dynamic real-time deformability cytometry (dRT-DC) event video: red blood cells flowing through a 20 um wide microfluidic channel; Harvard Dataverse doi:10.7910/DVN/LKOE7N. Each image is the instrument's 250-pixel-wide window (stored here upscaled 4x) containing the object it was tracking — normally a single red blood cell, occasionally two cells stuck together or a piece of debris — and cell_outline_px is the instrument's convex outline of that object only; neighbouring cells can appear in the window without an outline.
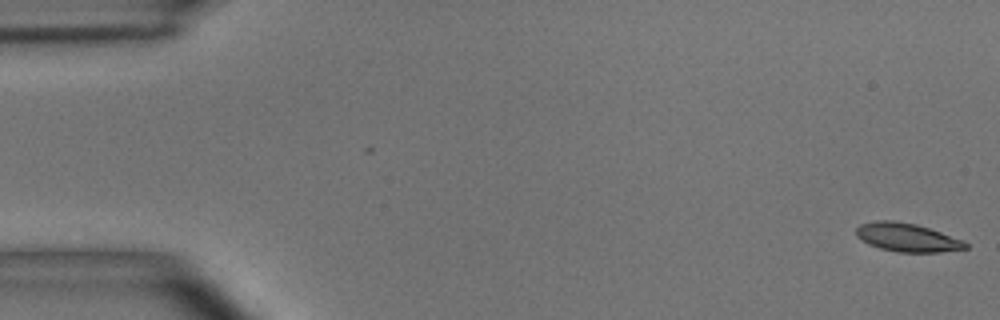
{"species": "common noctule bat (a hibernating species)", "species_latin": "Nyctalus noctula", "temperature_condition": "room temperature", "stored_images_in_passage": 54, "camera_frame_rate_fps": 3000, "um_per_image_px": 0.085, "animal": {"sex": "male", "body_mass_g": 15.6}, "frame": {"image": 1, "passage_image": 1, "time_ms": 0.0, "image_size_px": [1000, 320], "cell_outline_px": [[968, 248], [940, 252], [900, 252], [880, 248], [868, 244], [860, 240], [856, 236], [856, 228], [860, 224], [876, 220], [892, 220], [916, 224], [964, 240], [968, 244]], "centroid_in_image_um": [77.08, 20.18], "position_along_channel_um": 7.9, "area_um2": 18.15}}
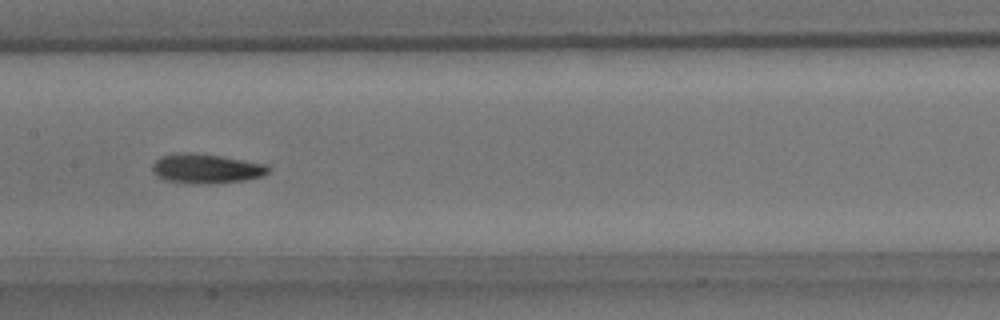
{"frame": {"image": 2, "passage_image": 27, "time_ms": 8.667, "image_size_px": [1000, 320], "cell_outline_px": [[272, 168], [264, 176], [248, 180], [212, 184], [164, 180], [152, 172], [152, 164], [160, 156], [184, 152], [188, 152], [220, 156], [268, 164]], "centroid_in_image_um": [17.58, 14.33], "position_along_channel_um": 189.8, "area_um2": 20.0}}
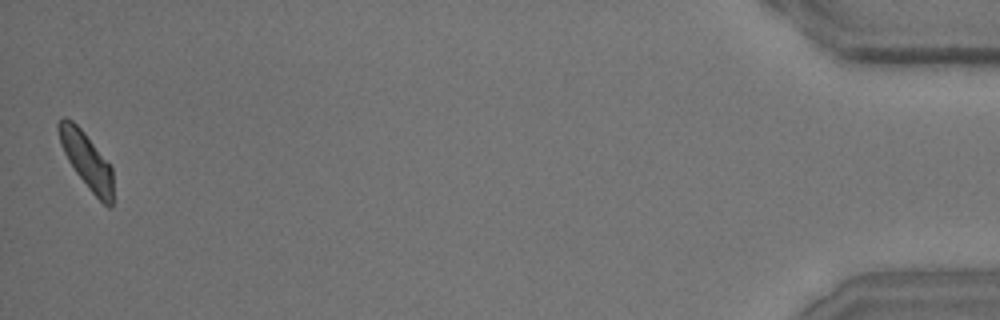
{"frame": {"image": 3, "passage_image": 54, "time_ms": 17.667, "image_size_px": [1000, 320], "cell_outline_px": [[112, 204], [108, 208], [88, 188], [76, 172], [68, 160], [60, 144], [56, 128], [56, 124], [64, 116], [72, 120], [84, 132], [112, 168]], "centroid_in_image_um": [7.32, 13.6], "position_along_channel_um": 427.9, "area_um2": 17.46}, "authors_computed_cell_mechanics": {"area_um2": 18.6116, "velocity_mm_per_s": 3.6551, "shape_relaxation_time_tau1_ms": 5.183, "shape_relaxation_time_tau2_ms": 2.4854, "deformation_change_tau1": 0.1382, "deformation_change_tau2": 0.0713}}